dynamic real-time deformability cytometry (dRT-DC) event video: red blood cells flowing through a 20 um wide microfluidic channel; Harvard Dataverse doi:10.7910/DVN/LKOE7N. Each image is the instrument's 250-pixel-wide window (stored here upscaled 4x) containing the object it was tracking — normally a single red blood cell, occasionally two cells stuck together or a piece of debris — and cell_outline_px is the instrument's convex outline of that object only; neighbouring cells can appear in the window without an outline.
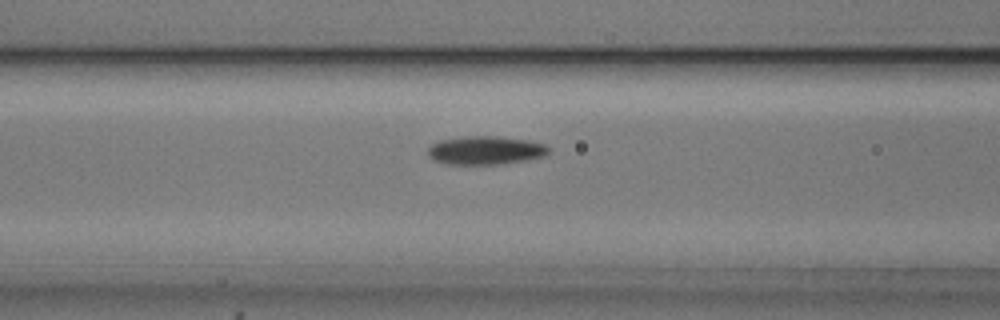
{"species": "common noctule bat (a hibernating species)", "species_latin": "Nyctalus noctula", "temperature_condition": "cold", "stored_images_in_passage": 36, "camera_frame_rate_fps": 3000, "um_per_image_px": 0.085, "animal": {"sex": "male", "body_mass_g": 20.5, "forearm_length_mm": 52.5}, "frame": {"image": 1, "passage_image": 8, "time_ms": 2.333, "image_size_px": [1000, 320], "cell_outline_px": [[552, 148], [544, 156], [524, 160], [500, 164], [448, 164], [432, 160], [428, 156], [428, 148], [436, 140], [464, 136], [500, 136], [528, 140], [544, 144]], "centroid_in_image_um": [41.24, 12.76], "position_along_channel_um": 125.4, "area_um2": 20.23}}
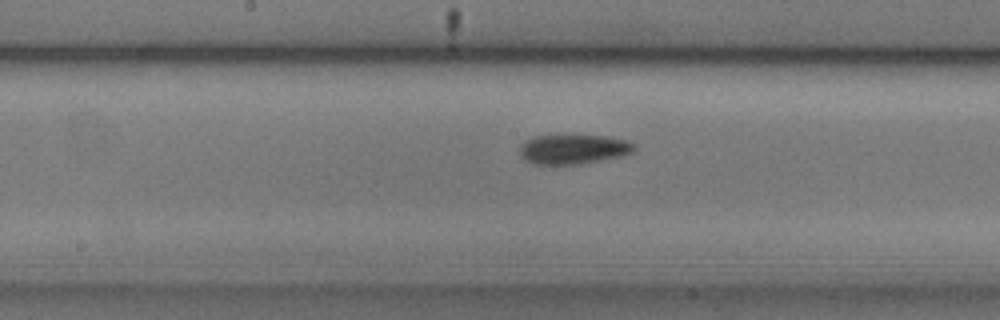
{"frame": {"image": 2, "passage_image": 14, "time_ms": 4.333, "image_size_px": [1000, 320], "cell_outline_px": [[636, 148], [632, 152], [624, 156], [580, 164], [536, 164], [524, 160], [520, 152], [520, 148], [524, 140], [532, 136], [608, 136], [628, 140], [636, 144]], "centroid_in_image_um": [48.78, 12.68], "position_along_channel_um": 199.4, "area_um2": 19.83}}
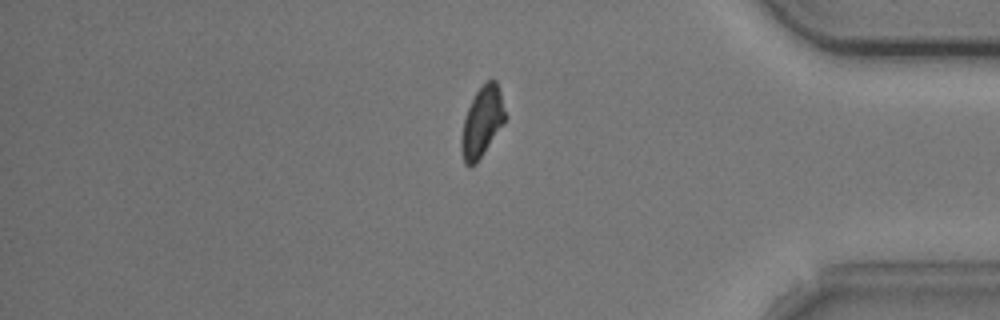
{"frame": {"image": 3, "passage_image": 32, "time_ms": 10.333, "image_size_px": [1000, 320], "cell_outline_px": [[504, 124], [476, 164], [464, 164], [460, 148], [460, 140], [464, 120], [468, 108], [476, 92], [492, 76], [496, 80], [500, 92], [504, 112]], "centroid_in_image_um": [40.96, 10.37], "position_along_channel_um": 394.2, "area_um2": 17.63}, "authors_computed_cell_mechanics": {"area_um2": 19.8254, "velocity_mm_per_s": 3.6946, "shape_relaxation_time_tau1_ms": 4.4949, "shape_relaxation_time_tau2_ms": null, "deformation_change_tau1": 0.1206, "deformation_change_tau2": null}}